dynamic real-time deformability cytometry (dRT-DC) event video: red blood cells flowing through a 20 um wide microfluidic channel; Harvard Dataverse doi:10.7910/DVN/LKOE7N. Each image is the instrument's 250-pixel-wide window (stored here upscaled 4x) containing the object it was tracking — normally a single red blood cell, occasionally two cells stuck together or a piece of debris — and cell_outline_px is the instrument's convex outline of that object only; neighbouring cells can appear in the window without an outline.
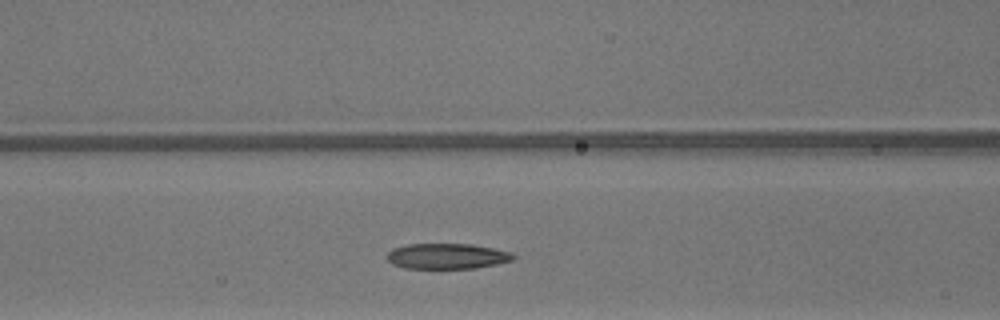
{"species": "common noctule bat (a hibernating species)", "species_latin": "Nyctalus noctula", "temperature_condition": "warm", "stored_images_in_passage": 32, "camera_frame_rate_fps": 3000, "um_per_image_px": 0.085, "animal": {"sex": "male", "body_mass_g": 13.3}, "frame": {"image": 1, "passage_image": 14, "time_ms": 4.333, "image_size_px": [1000, 320], "cell_outline_px": [[516, 256], [512, 260], [496, 264], [476, 268], [404, 268], [392, 264], [384, 256], [392, 248], [404, 244], [472, 244], [492, 248], [508, 252]], "centroid_in_image_um": [37.92, 21.77], "position_along_channel_um": 128.7, "area_um2": 18.79}}
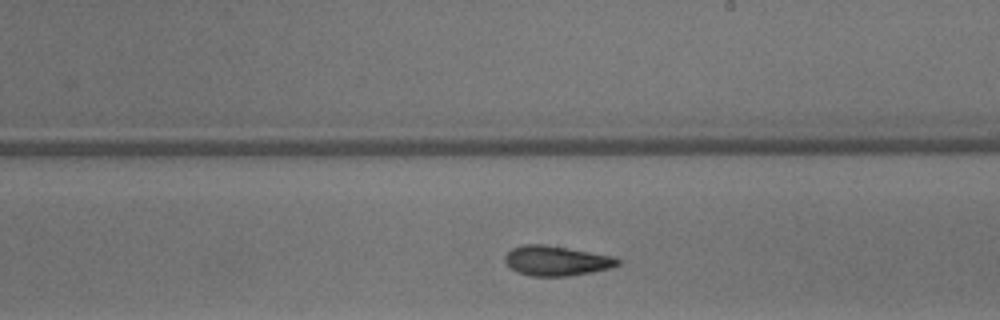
{"frame": {"image": 2, "passage_image": 22, "time_ms": 7.0, "image_size_px": [1000, 320], "cell_outline_px": [[620, 264], [612, 268], [592, 272], [568, 276], [532, 276], [516, 272], [504, 260], [504, 256], [512, 248], [524, 244], [544, 244], [616, 256], [620, 260]], "centroid_in_image_um": [47.33, 22.16], "position_along_channel_um": 241.7, "area_um2": 19.77}}
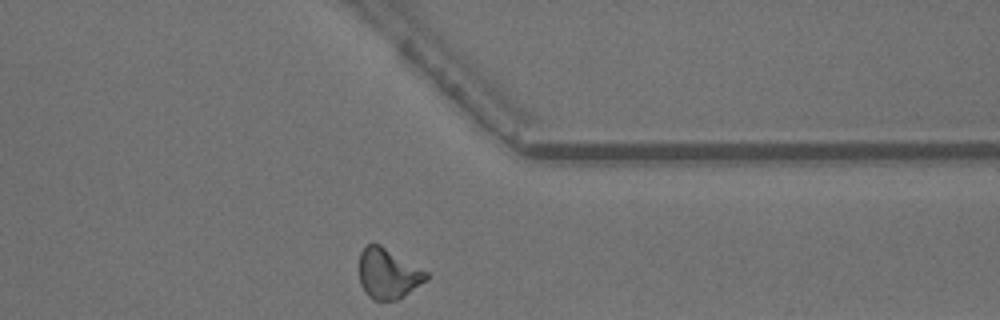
{"frame": {"image": 3, "passage_image": 32, "time_ms": 10.333, "image_size_px": [1000, 320], "cell_outline_px": [[428, 280], [404, 296], [396, 300], [372, 300], [368, 296], [360, 284], [360, 252], [368, 244], [380, 244], [428, 272]], "centroid_in_image_um": [33.0, 23.27], "position_along_channel_um": 378.4, "area_um2": 19.59}, "authors_computed_cell_mechanics": {"area_um2": 19.5942, "velocity_mm_per_s": 4.2467, "shape_relaxation_time_tau1_ms": 3.7334, "shape_relaxation_time_tau2_ms": 2.1483, "deformation_change_tau1": 0.1512, "deformation_change_tau2": 0.1054}}